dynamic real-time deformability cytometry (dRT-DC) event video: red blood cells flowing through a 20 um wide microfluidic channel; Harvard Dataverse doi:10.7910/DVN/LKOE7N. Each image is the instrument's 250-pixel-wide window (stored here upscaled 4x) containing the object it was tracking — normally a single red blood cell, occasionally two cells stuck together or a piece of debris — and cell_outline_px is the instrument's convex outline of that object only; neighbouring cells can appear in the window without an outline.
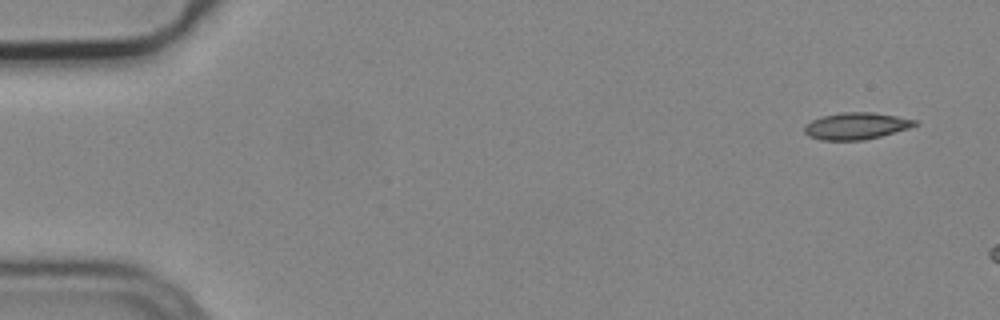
{"species": "common noctule bat (a hibernating species)", "species_latin": "Nyctalus noctula", "temperature_condition": "cold", "stored_images_in_passage": 3, "camera_frame_rate_fps": 3000, "um_per_image_px": 0.085, "animal": {"sex": "male", "body_mass_g": 19.2, "forearm_length_mm": 51.8}, "frame": {"image": 1, "passage_image": 1, "time_ms": 0.0, "image_size_px": [1000, 320], "cell_outline_px": [[920, 124], [908, 128], [880, 136], [864, 140], [820, 140], [808, 136], [804, 132], [804, 124], [812, 120], [824, 116], [840, 112], [872, 112], [896, 116], [916, 120]], "centroid_in_image_um": [72.75, 10.71], "position_along_channel_um": 12.3, "area_um2": 17.22}}